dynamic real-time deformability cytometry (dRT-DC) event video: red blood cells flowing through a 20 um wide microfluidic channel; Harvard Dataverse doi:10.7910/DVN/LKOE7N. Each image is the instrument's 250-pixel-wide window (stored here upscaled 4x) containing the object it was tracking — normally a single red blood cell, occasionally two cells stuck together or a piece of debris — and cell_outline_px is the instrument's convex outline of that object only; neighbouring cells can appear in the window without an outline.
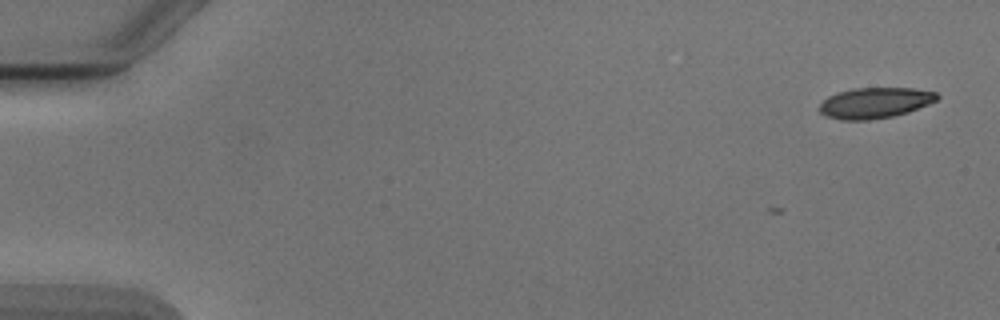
{"species": "Egyptian fruit bat (a non-hibernating species)", "species_latin": "Rousettus aegyptiacus", "temperature_condition": "cold", "stored_images_in_passage": 5, "camera_frame_rate_fps": 3000, "um_per_image_px": 0.085, "animal": {"sex": "male"}, "frame": {"image": 1, "passage_image": 1, "time_ms": 0.0, "image_size_px": [1000, 320], "cell_outline_px": [[940, 96], [936, 100], [928, 104], [908, 112], [892, 116], [868, 120], [840, 120], [824, 116], [816, 108], [828, 96], [836, 92], [852, 88], [912, 88], [936, 92]], "centroid_in_image_um": [74.31, 8.74], "position_along_channel_um": 10.7, "area_um2": 21.21}}
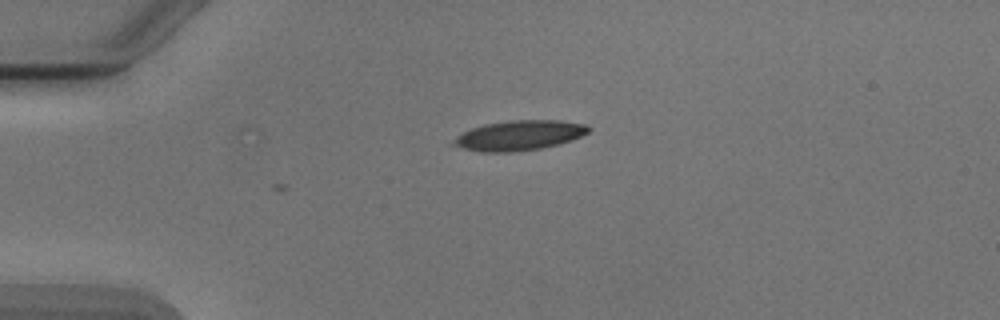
{"frame": {"image": 2, "passage_image": 4, "time_ms": 3.667, "image_size_px": [1000, 320], "cell_outline_px": [[592, 128], [588, 132], [572, 140], [540, 148], [512, 152], [480, 152], [448, 144], [456, 136], [472, 128], [484, 124], [508, 120], [560, 120], [584, 124]], "centroid_in_image_um": [44.09, 11.5], "position_along_channel_um": 40.9, "area_um2": 23.52}}